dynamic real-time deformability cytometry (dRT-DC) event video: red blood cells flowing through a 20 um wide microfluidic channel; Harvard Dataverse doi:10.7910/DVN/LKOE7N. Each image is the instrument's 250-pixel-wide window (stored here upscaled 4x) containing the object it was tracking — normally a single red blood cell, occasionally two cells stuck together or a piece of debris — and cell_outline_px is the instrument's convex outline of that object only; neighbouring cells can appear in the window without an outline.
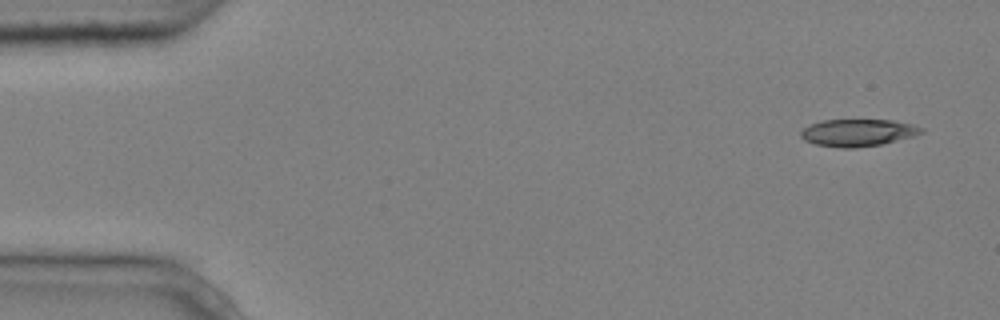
{"species": "common noctule bat (a hibernating species)", "species_latin": "Nyctalus noctula", "temperature_condition": "cold", "stored_images_in_passage": 3, "camera_frame_rate_fps": 3000, "um_per_image_px": 0.085, "animal": {"sex": "male", "body_mass_g": 20.4}, "frame": {"image": 1, "passage_image": 1, "time_ms": 0.0, "image_size_px": [1000, 320], "cell_outline_px": [[924, 132], [912, 136], [880, 144], [856, 148], [840, 148], [816, 144], [804, 140], [800, 136], [800, 132], [804, 128], [812, 124], [824, 120], [892, 120], [912, 124], [924, 128]], "centroid_in_image_um": [72.91, 11.28], "position_along_channel_um": 12.1, "area_um2": 18.9}}